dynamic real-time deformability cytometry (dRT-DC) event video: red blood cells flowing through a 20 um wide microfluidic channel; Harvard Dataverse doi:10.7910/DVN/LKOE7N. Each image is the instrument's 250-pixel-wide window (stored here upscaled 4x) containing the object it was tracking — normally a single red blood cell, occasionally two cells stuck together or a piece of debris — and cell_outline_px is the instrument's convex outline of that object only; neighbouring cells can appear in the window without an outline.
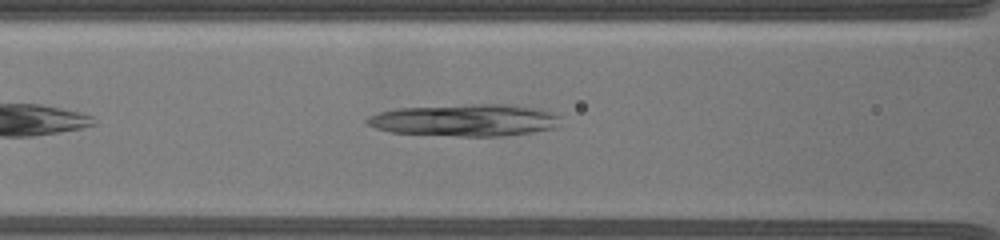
{"species": "common noctule bat (a hibernating species)", "species_latin": "Nyctalus noctula", "temperature_condition": "warm", "stored_images_in_passage": 40, "camera_frame_rate_fps": 3000, "um_per_image_px": 0.085, "animal": {"sex": "female", "body_mass_g": 19.5, "forearm_length_mm": 54.1}, "frame": {"image": 1, "passage_image": 16, "time_ms": 5.0, "image_size_px": [1000, 240], "cell_outline_px": [[532, 128], [516, 132], [404, 132], [392, 128], [392, 112], [444, 108], [508, 108], [532, 112]], "centroid_in_image_um": [39.32, 10.23], "position_along_channel_um": 127.3, "area_um2": 22.77}}
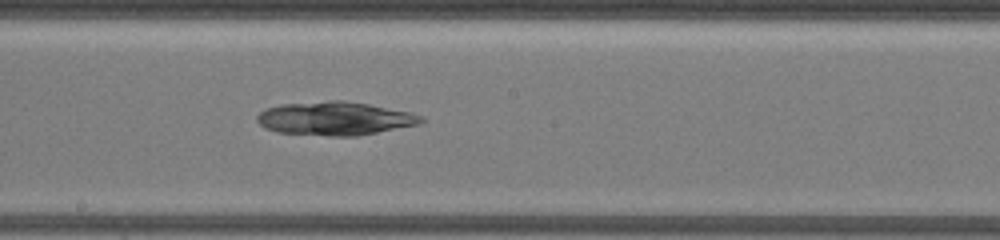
{"frame": {"image": 2, "passage_image": 24, "time_ms": 7.667, "image_size_px": [1000, 240], "cell_outline_px": [[408, 124], [368, 132], [288, 132], [272, 128], [264, 124], [260, 116], [264, 112], [276, 108], [316, 104], [356, 104], [396, 112]], "centroid_in_image_um": [28.15, 10.08], "position_along_channel_um": 220.1, "area_um2": 24.1}}
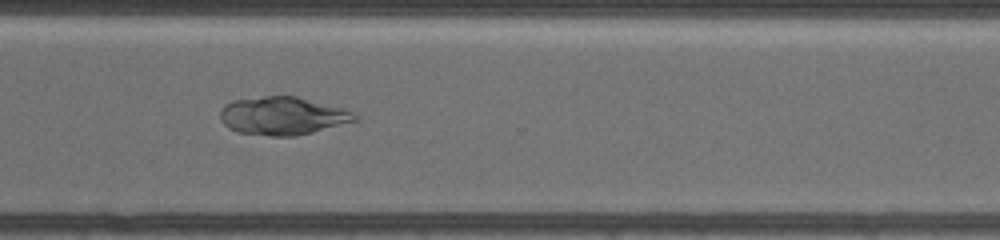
{"frame": {"image": 3, "passage_image": 35, "time_ms": 11.333, "image_size_px": [1000, 240], "cell_outline_px": [[340, 112], [328, 124], [304, 132], [260, 132], [252, 104], [256, 100], [272, 96], [288, 96]], "centroid_in_image_um": [24.68, 9.76], "position_along_channel_um": 345.9, "area_um2": 16.76}}